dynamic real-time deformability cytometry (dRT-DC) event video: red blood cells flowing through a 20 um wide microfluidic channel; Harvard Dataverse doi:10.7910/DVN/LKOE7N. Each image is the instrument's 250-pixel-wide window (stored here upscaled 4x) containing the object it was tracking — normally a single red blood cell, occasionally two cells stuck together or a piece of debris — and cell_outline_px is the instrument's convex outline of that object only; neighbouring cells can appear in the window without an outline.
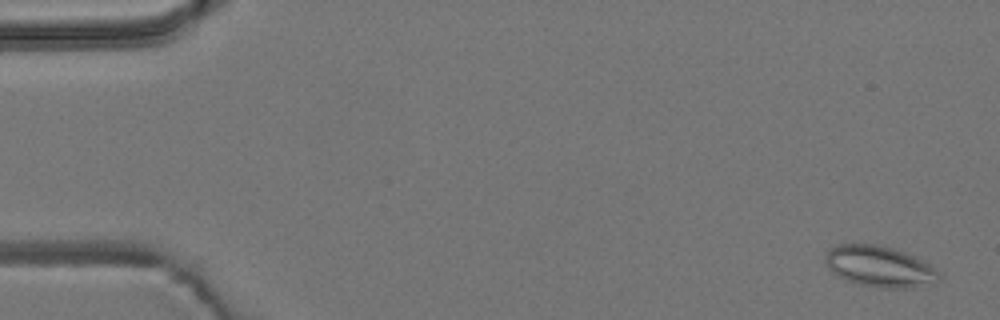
{"species": "common noctule bat (a hibernating species)", "species_latin": "Nyctalus noctula", "temperature_condition": "room temperature", "stored_images_in_passage": 54, "camera_frame_rate_fps": 3000, "um_per_image_px": 0.085, "animal": {"sex": "male", "body_mass_g": 19.2, "forearm_length_mm": 51.8}, "frame": {"image": 1, "passage_image": 2, "time_ms": 0.333, "image_size_px": [1000, 320], "cell_outline_px": [[940, 280], [932, 284], [912, 288], [884, 288], [860, 284], [848, 280], [832, 272], [828, 268], [824, 260], [824, 256], [836, 244], [872, 244], [892, 248], [904, 252], [928, 264], [940, 276]], "centroid_in_image_um": [74.74, 22.66], "position_along_channel_um": 10.3, "area_um2": 26.76}}
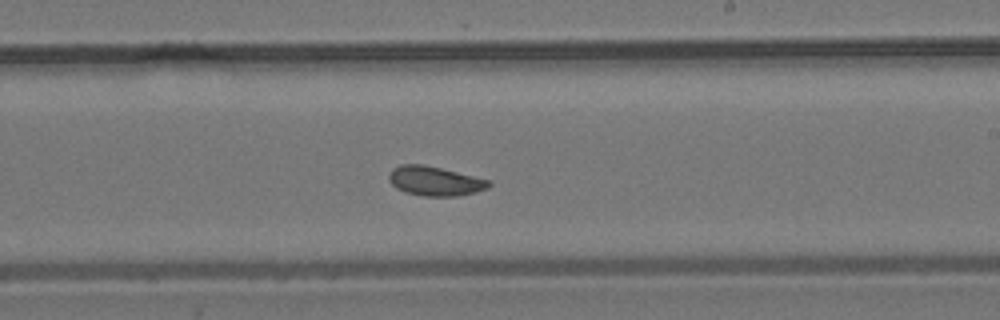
{"frame": {"image": 2, "passage_image": 32, "time_ms": 10.333, "image_size_px": [1000, 320], "cell_outline_px": [[492, 184], [488, 188], [456, 196], [424, 196], [404, 192], [396, 188], [388, 180], [388, 176], [392, 168], [400, 164], [424, 164], [488, 180]], "centroid_in_image_um": [36.89, 15.38], "position_along_channel_um": 252.1, "area_um2": 16.94}}
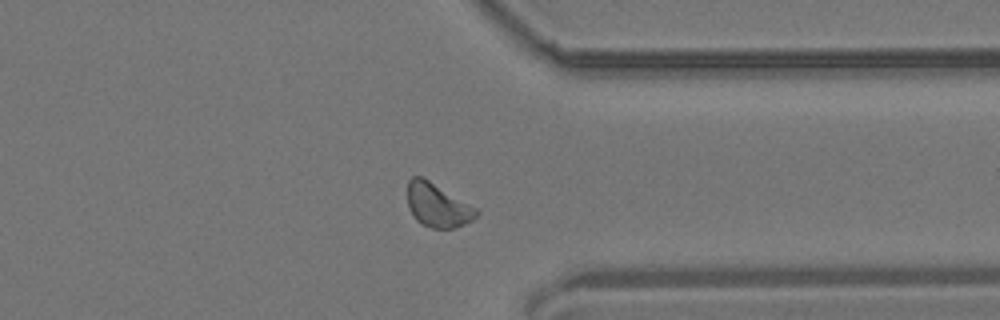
{"frame": {"image": 3, "passage_image": 42, "time_ms": 13.667, "image_size_px": [1000, 320], "cell_outline_px": [[480, 212], [472, 220], [456, 228], [432, 228], [416, 220], [408, 208], [408, 180], [412, 176], [420, 176], [428, 180], [476, 208]], "centroid_in_image_um": [37.18, 17.45], "position_along_channel_um": 374.2, "area_um2": 17.22}, "authors_computed_cell_mechanics": {"area_um2": 17.1955, "velocity_mm_per_s": 3.7814, "shape_relaxation_time_tau1_ms": null, "shape_relaxation_time_tau2_ms": 2.4216, "deformation_change_tau1": null, "deformation_change_tau2": 0.0806}}